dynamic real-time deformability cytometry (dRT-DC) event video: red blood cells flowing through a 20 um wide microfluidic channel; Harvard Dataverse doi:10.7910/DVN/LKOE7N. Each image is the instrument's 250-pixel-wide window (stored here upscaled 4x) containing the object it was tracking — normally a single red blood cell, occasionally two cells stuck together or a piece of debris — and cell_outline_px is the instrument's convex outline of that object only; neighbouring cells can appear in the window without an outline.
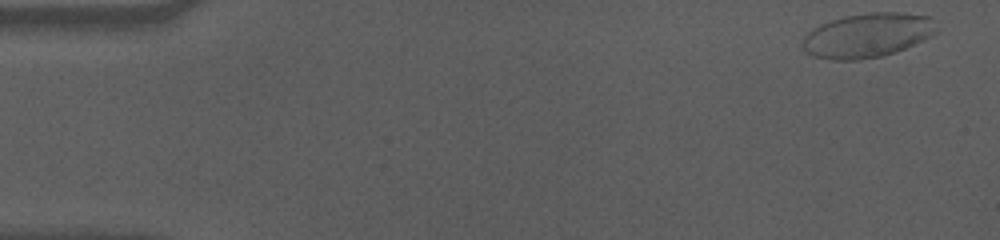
{"species": "human", "species_latin": "Homo sapiens", "temperature_condition": "cold", "stored_images_in_passage": 56, "camera_frame_rate_fps": 3000, "um_per_image_px": 0.085, "donor": {"sex": "male"}, "frame": {"image": 1, "passage_image": 1, "time_ms": 0.0, "image_size_px": [1000, 240], "cell_outline_px": [[936, 32], [932, 36], [896, 52], [880, 56], [860, 60], [832, 60], [812, 56], [804, 52], [800, 44], [804, 36], [812, 28], [820, 24], [844, 16], [872, 12], [904, 12], [928, 16], [936, 28]], "centroid_in_image_um": [73.68, 3.01], "position_along_channel_um": 11.3, "area_um2": 34.8}}
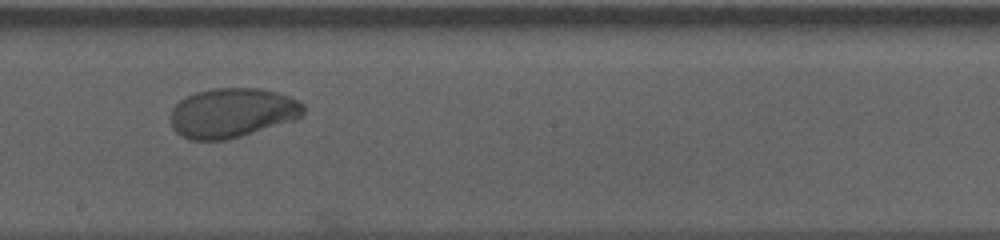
{"frame": {"image": 2, "passage_image": 31, "time_ms": 10.0, "image_size_px": [1000, 240], "cell_outline_px": [[304, 116], [296, 120], [228, 140], [188, 140], [176, 132], [172, 128], [172, 108], [180, 100], [196, 92], [212, 88], [260, 88], [276, 92], [288, 96], [304, 104]], "centroid_in_image_um": [19.76, 9.6], "position_along_channel_um": 228.4, "area_um2": 38.55}}
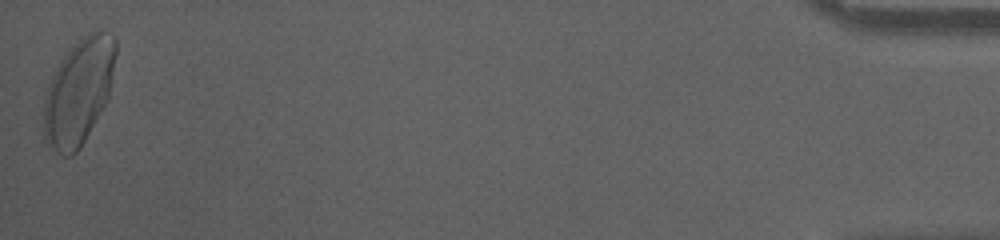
{"frame": {"image": 3, "passage_image": 56, "time_ms": 18.333, "image_size_px": [1000, 240], "cell_outline_px": [[116, 52], [108, 96], [104, 104], [80, 148], [72, 156], [64, 156], [56, 152], [48, 144], [44, 136], [44, 96], [48, 84], [60, 60], [88, 32], [112, 32], [116, 36]], "centroid_in_image_um": [6.68, 7.79], "position_along_channel_um": 428.5, "area_um2": 43.64}, "authors_computed_cell_mechanics": {"area_um2": 37.1943, "velocity_mm_per_s": 3.5178, "shape_relaxation_time_tau1_ms": 3.9318, "shape_relaxation_time_tau2_ms": 2.8697, "deformation_change_tau1": 0.1559, "deformation_change_tau2": 0.0603}}